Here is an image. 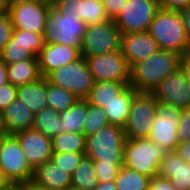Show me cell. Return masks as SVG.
<instances>
[{
	"instance_id": "1",
	"label": "cell",
	"mask_w": 190,
	"mask_h": 190,
	"mask_svg": "<svg viewBox=\"0 0 190 190\" xmlns=\"http://www.w3.org/2000/svg\"><path fill=\"white\" fill-rule=\"evenodd\" d=\"M180 57L175 52L158 49L130 68V85L138 93H152L166 76L180 67Z\"/></svg>"
},
{
	"instance_id": "2",
	"label": "cell",
	"mask_w": 190,
	"mask_h": 190,
	"mask_svg": "<svg viewBox=\"0 0 190 190\" xmlns=\"http://www.w3.org/2000/svg\"><path fill=\"white\" fill-rule=\"evenodd\" d=\"M148 33L157 42L158 48L182 56L189 50L185 27L178 10L159 9L153 18Z\"/></svg>"
},
{
	"instance_id": "3",
	"label": "cell",
	"mask_w": 190,
	"mask_h": 190,
	"mask_svg": "<svg viewBox=\"0 0 190 190\" xmlns=\"http://www.w3.org/2000/svg\"><path fill=\"white\" fill-rule=\"evenodd\" d=\"M125 139L123 127L109 124L86 136L85 156L102 163H123Z\"/></svg>"
},
{
	"instance_id": "4",
	"label": "cell",
	"mask_w": 190,
	"mask_h": 190,
	"mask_svg": "<svg viewBox=\"0 0 190 190\" xmlns=\"http://www.w3.org/2000/svg\"><path fill=\"white\" fill-rule=\"evenodd\" d=\"M167 150L149 138H126L123 166L150 178L157 176L159 163Z\"/></svg>"
},
{
	"instance_id": "5",
	"label": "cell",
	"mask_w": 190,
	"mask_h": 190,
	"mask_svg": "<svg viewBox=\"0 0 190 190\" xmlns=\"http://www.w3.org/2000/svg\"><path fill=\"white\" fill-rule=\"evenodd\" d=\"M45 78L49 83L68 90L78 99H86L95 82L83 56L53 70Z\"/></svg>"
},
{
	"instance_id": "6",
	"label": "cell",
	"mask_w": 190,
	"mask_h": 190,
	"mask_svg": "<svg viewBox=\"0 0 190 190\" xmlns=\"http://www.w3.org/2000/svg\"><path fill=\"white\" fill-rule=\"evenodd\" d=\"M121 33L114 20L88 25L81 41V56L84 58L109 54L120 50Z\"/></svg>"
},
{
	"instance_id": "7",
	"label": "cell",
	"mask_w": 190,
	"mask_h": 190,
	"mask_svg": "<svg viewBox=\"0 0 190 190\" xmlns=\"http://www.w3.org/2000/svg\"><path fill=\"white\" fill-rule=\"evenodd\" d=\"M0 169L12 185L32 181L34 170L28 164L18 140L13 135H7L2 139Z\"/></svg>"
},
{
	"instance_id": "8",
	"label": "cell",
	"mask_w": 190,
	"mask_h": 190,
	"mask_svg": "<svg viewBox=\"0 0 190 190\" xmlns=\"http://www.w3.org/2000/svg\"><path fill=\"white\" fill-rule=\"evenodd\" d=\"M159 9L157 0H127L114 22L121 35L148 32Z\"/></svg>"
},
{
	"instance_id": "9",
	"label": "cell",
	"mask_w": 190,
	"mask_h": 190,
	"mask_svg": "<svg viewBox=\"0 0 190 190\" xmlns=\"http://www.w3.org/2000/svg\"><path fill=\"white\" fill-rule=\"evenodd\" d=\"M85 28V23L79 20L75 13L62 14L51 6L46 41L81 48Z\"/></svg>"
},
{
	"instance_id": "10",
	"label": "cell",
	"mask_w": 190,
	"mask_h": 190,
	"mask_svg": "<svg viewBox=\"0 0 190 190\" xmlns=\"http://www.w3.org/2000/svg\"><path fill=\"white\" fill-rule=\"evenodd\" d=\"M46 36L47 34H36L13 28L10 41L0 52V60L8 65L27 59H38L37 56L43 49Z\"/></svg>"
},
{
	"instance_id": "11",
	"label": "cell",
	"mask_w": 190,
	"mask_h": 190,
	"mask_svg": "<svg viewBox=\"0 0 190 190\" xmlns=\"http://www.w3.org/2000/svg\"><path fill=\"white\" fill-rule=\"evenodd\" d=\"M156 104L151 93H137L133 97L129 118L124 127L126 138H148L156 115Z\"/></svg>"
},
{
	"instance_id": "12",
	"label": "cell",
	"mask_w": 190,
	"mask_h": 190,
	"mask_svg": "<svg viewBox=\"0 0 190 190\" xmlns=\"http://www.w3.org/2000/svg\"><path fill=\"white\" fill-rule=\"evenodd\" d=\"M52 4L23 2L10 4L8 14L13 27L36 34L48 33V16Z\"/></svg>"
},
{
	"instance_id": "13",
	"label": "cell",
	"mask_w": 190,
	"mask_h": 190,
	"mask_svg": "<svg viewBox=\"0 0 190 190\" xmlns=\"http://www.w3.org/2000/svg\"><path fill=\"white\" fill-rule=\"evenodd\" d=\"M181 109L160 102L156 104V115L148 138L169 151H175L178 141L177 123Z\"/></svg>"
},
{
	"instance_id": "14",
	"label": "cell",
	"mask_w": 190,
	"mask_h": 190,
	"mask_svg": "<svg viewBox=\"0 0 190 190\" xmlns=\"http://www.w3.org/2000/svg\"><path fill=\"white\" fill-rule=\"evenodd\" d=\"M95 82H130V67L122 51L85 58Z\"/></svg>"
},
{
	"instance_id": "15",
	"label": "cell",
	"mask_w": 190,
	"mask_h": 190,
	"mask_svg": "<svg viewBox=\"0 0 190 190\" xmlns=\"http://www.w3.org/2000/svg\"><path fill=\"white\" fill-rule=\"evenodd\" d=\"M151 94L157 102L190 109V83L181 67L166 76Z\"/></svg>"
},
{
	"instance_id": "16",
	"label": "cell",
	"mask_w": 190,
	"mask_h": 190,
	"mask_svg": "<svg viewBox=\"0 0 190 190\" xmlns=\"http://www.w3.org/2000/svg\"><path fill=\"white\" fill-rule=\"evenodd\" d=\"M13 136L18 140L27 162L33 170L43 163L51 161L53 153L51 138L33 128Z\"/></svg>"
},
{
	"instance_id": "17",
	"label": "cell",
	"mask_w": 190,
	"mask_h": 190,
	"mask_svg": "<svg viewBox=\"0 0 190 190\" xmlns=\"http://www.w3.org/2000/svg\"><path fill=\"white\" fill-rule=\"evenodd\" d=\"M52 6L62 14L75 13L86 26L109 19L102 0H53Z\"/></svg>"
},
{
	"instance_id": "18",
	"label": "cell",
	"mask_w": 190,
	"mask_h": 190,
	"mask_svg": "<svg viewBox=\"0 0 190 190\" xmlns=\"http://www.w3.org/2000/svg\"><path fill=\"white\" fill-rule=\"evenodd\" d=\"M80 57V48L45 41L43 49L37 56L40 75L41 77H46L53 70L71 63Z\"/></svg>"
},
{
	"instance_id": "19",
	"label": "cell",
	"mask_w": 190,
	"mask_h": 190,
	"mask_svg": "<svg viewBox=\"0 0 190 190\" xmlns=\"http://www.w3.org/2000/svg\"><path fill=\"white\" fill-rule=\"evenodd\" d=\"M157 42L148 32H135L121 35V46L123 56L131 68L138 61L151 56L158 51Z\"/></svg>"
},
{
	"instance_id": "20",
	"label": "cell",
	"mask_w": 190,
	"mask_h": 190,
	"mask_svg": "<svg viewBox=\"0 0 190 190\" xmlns=\"http://www.w3.org/2000/svg\"><path fill=\"white\" fill-rule=\"evenodd\" d=\"M157 176L169 179L177 190H188L190 188V163L184 162L175 151H169L159 163Z\"/></svg>"
},
{
	"instance_id": "21",
	"label": "cell",
	"mask_w": 190,
	"mask_h": 190,
	"mask_svg": "<svg viewBox=\"0 0 190 190\" xmlns=\"http://www.w3.org/2000/svg\"><path fill=\"white\" fill-rule=\"evenodd\" d=\"M31 182L46 190H68L71 188V175L48 161L34 170Z\"/></svg>"
},
{
	"instance_id": "22",
	"label": "cell",
	"mask_w": 190,
	"mask_h": 190,
	"mask_svg": "<svg viewBox=\"0 0 190 190\" xmlns=\"http://www.w3.org/2000/svg\"><path fill=\"white\" fill-rule=\"evenodd\" d=\"M2 113L8 135H15L33 128L35 114L18 98L10 103Z\"/></svg>"
},
{
	"instance_id": "23",
	"label": "cell",
	"mask_w": 190,
	"mask_h": 190,
	"mask_svg": "<svg viewBox=\"0 0 190 190\" xmlns=\"http://www.w3.org/2000/svg\"><path fill=\"white\" fill-rule=\"evenodd\" d=\"M138 92L128 85L119 95L108 102L104 107L109 124L125 127L129 118L130 106L133 97Z\"/></svg>"
},
{
	"instance_id": "24",
	"label": "cell",
	"mask_w": 190,
	"mask_h": 190,
	"mask_svg": "<svg viewBox=\"0 0 190 190\" xmlns=\"http://www.w3.org/2000/svg\"><path fill=\"white\" fill-rule=\"evenodd\" d=\"M16 98L21 100L34 114L47 107L46 78L17 87Z\"/></svg>"
},
{
	"instance_id": "25",
	"label": "cell",
	"mask_w": 190,
	"mask_h": 190,
	"mask_svg": "<svg viewBox=\"0 0 190 190\" xmlns=\"http://www.w3.org/2000/svg\"><path fill=\"white\" fill-rule=\"evenodd\" d=\"M8 81L13 86H22L41 78L38 59H27L7 65Z\"/></svg>"
},
{
	"instance_id": "26",
	"label": "cell",
	"mask_w": 190,
	"mask_h": 190,
	"mask_svg": "<svg viewBox=\"0 0 190 190\" xmlns=\"http://www.w3.org/2000/svg\"><path fill=\"white\" fill-rule=\"evenodd\" d=\"M130 82L97 81L85 99L88 104L103 108L108 102L119 95Z\"/></svg>"
},
{
	"instance_id": "27",
	"label": "cell",
	"mask_w": 190,
	"mask_h": 190,
	"mask_svg": "<svg viewBox=\"0 0 190 190\" xmlns=\"http://www.w3.org/2000/svg\"><path fill=\"white\" fill-rule=\"evenodd\" d=\"M88 102L78 99L70 108L59 112L62 132L82 133Z\"/></svg>"
},
{
	"instance_id": "28",
	"label": "cell",
	"mask_w": 190,
	"mask_h": 190,
	"mask_svg": "<svg viewBox=\"0 0 190 190\" xmlns=\"http://www.w3.org/2000/svg\"><path fill=\"white\" fill-rule=\"evenodd\" d=\"M98 185L93 160L84 156L71 176V187L81 190H94Z\"/></svg>"
},
{
	"instance_id": "29",
	"label": "cell",
	"mask_w": 190,
	"mask_h": 190,
	"mask_svg": "<svg viewBox=\"0 0 190 190\" xmlns=\"http://www.w3.org/2000/svg\"><path fill=\"white\" fill-rule=\"evenodd\" d=\"M33 129L43 133L46 137L53 138L62 132L59 112L45 107L34 116Z\"/></svg>"
},
{
	"instance_id": "30",
	"label": "cell",
	"mask_w": 190,
	"mask_h": 190,
	"mask_svg": "<svg viewBox=\"0 0 190 190\" xmlns=\"http://www.w3.org/2000/svg\"><path fill=\"white\" fill-rule=\"evenodd\" d=\"M53 152L85 153L86 136L83 133L61 132L51 139Z\"/></svg>"
},
{
	"instance_id": "31",
	"label": "cell",
	"mask_w": 190,
	"mask_h": 190,
	"mask_svg": "<svg viewBox=\"0 0 190 190\" xmlns=\"http://www.w3.org/2000/svg\"><path fill=\"white\" fill-rule=\"evenodd\" d=\"M150 177L122 166L114 179L117 190H148Z\"/></svg>"
},
{
	"instance_id": "32",
	"label": "cell",
	"mask_w": 190,
	"mask_h": 190,
	"mask_svg": "<svg viewBox=\"0 0 190 190\" xmlns=\"http://www.w3.org/2000/svg\"><path fill=\"white\" fill-rule=\"evenodd\" d=\"M46 100L47 107L61 112L70 108L78 98L68 90L49 83L46 79Z\"/></svg>"
},
{
	"instance_id": "33",
	"label": "cell",
	"mask_w": 190,
	"mask_h": 190,
	"mask_svg": "<svg viewBox=\"0 0 190 190\" xmlns=\"http://www.w3.org/2000/svg\"><path fill=\"white\" fill-rule=\"evenodd\" d=\"M109 125L103 108L88 104V113L84 120L82 133L85 136L96 133L101 128Z\"/></svg>"
},
{
	"instance_id": "34",
	"label": "cell",
	"mask_w": 190,
	"mask_h": 190,
	"mask_svg": "<svg viewBox=\"0 0 190 190\" xmlns=\"http://www.w3.org/2000/svg\"><path fill=\"white\" fill-rule=\"evenodd\" d=\"M84 156L85 153L53 152L51 161L72 176Z\"/></svg>"
},
{
	"instance_id": "35",
	"label": "cell",
	"mask_w": 190,
	"mask_h": 190,
	"mask_svg": "<svg viewBox=\"0 0 190 190\" xmlns=\"http://www.w3.org/2000/svg\"><path fill=\"white\" fill-rule=\"evenodd\" d=\"M93 164L98 182L114 180L123 166V163H102L99 160H93Z\"/></svg>"
},
{
	"instance_id": "36",
	"label": "cell",
	"mask_w": 190,
	"mask_h": 190,
	"mask_svg": "<svg viewBox=\"0 0 190 190\" xmlns=\"http://www.w3.org/2000/svg\"><path fill=\"white\" fill-rule=\"evenodd\" d=\"M177 135L179 142L190 140V109H181L177 123Z\"/></svg>"
},
{
	"instance_id": "37",
	"label": "cell",
	"mask_w": 190,
	"mask_h": 190,
	"mask_svg": "<svg viewBox=\"0 0 190 190\" xmlns=\"http://www.w3.org/2000/svg\"><path fill=\"white\" fill-rule=\"evenodd\" d=\"M13 28L14 27L8 13L0 16V52L3 50L5 45L10 41Z\"/></svg>"
},
{
	"instance_id": "38",
	"label": "cell",
	"mask_w": 190,
	"mask_h": 190,
	"mask_svg": "<svg viewBox=\"0 0 190 190\" xmlns=\"http://www.w3.org/2000/svg\"><path fill=\"white\" fill-rule=\"evenodd\" d=\"M17 87L10 82L0 87V110L3 111L10 103L16 99Z\"/></svg>"
},
{
	"instance_id": "39",
	"label": "cell",
	"mask_w": 190,
	"mask_h": 190,
	"mask_svg": "<svg viewBox=\"0 0 190 190\" xmlns=\"http://www.w3.org/2000/svg\"><path fill=\"white\" fill-rule=\"evenodd\" d=\"M105 7V12L109 19L114 20L122 8L126 5L127 0H102Z\"/></svg>"
},
{
	"instance_id": "40",
	"label": "cell",
	"mask_w": 190,
	"mask_h": 190,
	"mask_svg": "<svg viewBox=\"0 0 190 190\" xmlns=\"http://www.w3.org/2000/svg\"><path fill=\"white\" fill-rule=\"evenodd\" d=\"M148 190H177L169 179L155 176L150 179Z\"/></svg>"
},
{
	"instance_id": "41",
	"label": "cell",
	"mask_w": 190,
	"mask_h": 190,
	"mask_svg": "<svg viewBox=\"0 0 190 190\" xmlns=\"http://www.w3.org/2000/svg\"><path fill=\"white\" fill-rule=\"evenodd\" d=\"M159 7L166 10H181L190 5V0H157Z\"/></svg>"
},
{
	"instance_id": "42",
	"label": "cell",
	"mask_w": 190,
	"mask_h": 190,
	"mask_svg": "<svg viewBox=\"0 0 190 190\" xmlns=\"http://www.w3.org/2000/svg\"><path fill=\"white\" fill-rule=\"evenodd\" d=\"M175 152L184 162L190 163V140L179 142Z\"/></svg>"
},
{
	"instance_id": "43",
	"label": "cell",
	"mask_w": 190,
	"mask_h": 190,
	"mask_svg": "<svg viewBox=\"0 0 190 190\" xmlns=\"http://www.w3.org/2000/svg\"><path fill=\"white\" fill-rule=\"evenodd\" d=\"M185 27V33L187 38L188 47L190 49V5L186 8L179 10Z\"/></svg>"
},
{
	"instance_id": "44",
	"label": "cell",
	"mask_w": 190,
	"mask_h": 190,
	"mask_svg": "<svg viewBox=\"0 0 190 190\" xmlns=\"http://www.w3.org/2000/svg\"><path fill=\"white\" fill-rule=\"evenodd\" d=\"M180 67L184 71L186 78L190 83V49L180 57Z\"/></svg>"
},
{
	"instance_id": "45",
	"label": "cell",
	"mask_w": 190,
	"mask_h": 190,
	"mask_svg": "<svg viewBox=\"0 0 190 190\" xmlns=\"http://www.w3.org/2000/svg\"><path fill=\"white\" fill-rule=\"evenodd\" d=\"M8 82L7 64L0 60V87Z\"/></svg>"
},
{
	"instance_id": "46",
	"label": "cell",
	"mask_w": 190,
	"mask_h": 190,
	"mask_svg": "<svg viewBox=\"0 0 190 190\" xmlns=\"http://www.w3.org/2000/svg\"><path fill=\"white\" fill-rule=\"evenodd\" d=\"M94 190H117L115 181L98 182Z\"/></svg>"
},
{
	"instance_id": "47",
	"label": "cell",
	"mask_w": 190,
	"mask_h": 190,
	"mask_svg": "<svg viewBox=\"0 0 190 190\" xmlns=\"http://www.w3.org/2000/svg\"><path fill=\"white\" fill-rule=\"evenodd\" d=\"M13 185L10 181L5 177L3 172L0 169V190H9Z\"/></svg>"
},
{
	"instance_id": "48",
	"label": "cell",
	"mask_w": 190,
	"mask_h": 190,
	"mask_svg": "<svg viewBox=\"0 0 190 190\" xmlns=\"http://www.w3.org/2000/svg\"><path fill=\"white\" fill-rule=\"evenodd\" d=\"M20 190H46L35 186L32 182L16 185Z\"/></svg>"
},
{
	"instance_id": "49",
	"label": "cell",
	"mask_w": 190,
	"mask_h": 190,
	"mask_svg": "<svg viewBox=\"0 0 190 190\" xmlns=\"http://www.w3.org/2000/svg\"><path fill=\"white\" fill-rule=\"evenodd\" d=\"M9 5L15 4V3H23V2H37V3H43V4H52L53 0H8Z\"/></svg>"
},
{
	"instance_id": "50",
	"label": "cell",
	"mask_w": 190,
	"mask_h": 190,
	"mask_svg": "<svg viewBox=\"0 0 190 190\" xmlns=\"http://www.w3.org/2000/svg\"><path fill=\"white\" fill-rule=\"evenodd\" d=\"M9 6L8 0H0V16L8 13Z\"/></svg>"
},
{
	"instance_id": "51",
	"label": "cell",
	"mask_w": 190,
	"mask_h": 190,
	"mask_svg": "<svg viewBox=\"0 0 190 190\" xmlns=\"http://www.w3.org/2000/svg\"><path fill=\"white\" fill-rule=\"evenodd\" d=\"M7 135H8V132L5 128L3 113L0 110V137H5Z\"/></svg>"
},
{
	"instance_id": "52",
	"label": "cell",
	"mask_w": 190,
	"mask_h": 190,
	"mask_svg": "<svg viewBox=\"0 0 190 190\" xmlns=\"http://www.w3.org/2000/svg\"><path fill=\"white\" fill-rule=\"evenodd\" d=\"M9 190H20L16 185H13Z\"/></svg>"
},
{
	"instance_id": "53",
	"label": "cell",
	"mask_w": 190,
	"mask_h": 190,
	"mask_svg": "<svg viewBox=\"0 0 190 190\" xmlns=\"http://www.w3.org/2000/svg\"><path fill=\"white\" fill-rule=\"evenodd\" d=\"M68 190H81V189H76V188L71 187V188L68 189Z\"/></svg>"
},
{
	"instance_id": "54",
	"label": "cell",
	"mask_w": 190,
	"mask_h": 190,
	"mask_svg": "<svg viewBox=\"0 0 190 190\" xmlns=\"http://www.w3.org/2000/svg\"><path fill=\"white\" fill-rule=\"evenodd\" d=\"M4 137H0V147H1V144H2V139H3Z\"/></svg>"
}]
</instances>
